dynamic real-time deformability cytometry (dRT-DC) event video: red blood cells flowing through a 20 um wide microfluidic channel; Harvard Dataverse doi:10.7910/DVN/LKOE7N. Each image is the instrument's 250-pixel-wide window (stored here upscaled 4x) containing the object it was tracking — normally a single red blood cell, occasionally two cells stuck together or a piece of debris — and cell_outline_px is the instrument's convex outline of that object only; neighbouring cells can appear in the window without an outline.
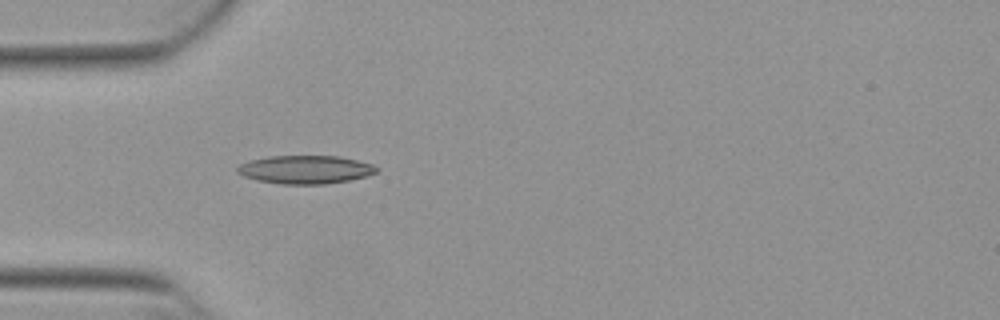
{"species": "Egyptian fruit bat (a non-hibernating species)", "species_latin": "Rousettus aegyptiacus", "temperature_condition": "warm", "stored_images_in_passage": 17, "camera_frame_rate_fps": 3000, "um_per_image_px": 0.085, "animal": {"sex": "female"}, "frame": {"image": 1, "passage_image": 1, "time_ms": 0.0, "image_size_px": [1000, 320], "cell_outline_px": [[380, 168], [376, 172], [368, 176], [348, 180], [324, 184], [280, 184], [256, 180], [244, 176], [236, 172], [236, 168], [240, 164], [252, 160], [268, 156], [340, 156], [372, 164]], "centroid_in_image_um": [25.96, 14.41], "position_along_channel_um": 59.0, "area_um2": 22.95}}
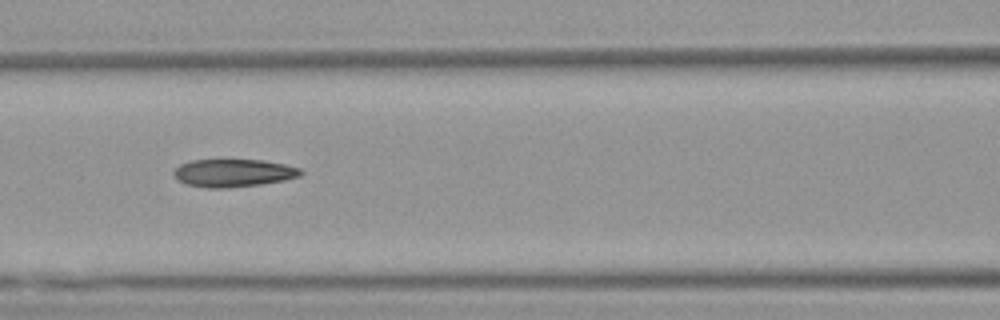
{"frame": {"image": 2, "passage_image": 8, "time_ms": 2.333, "image_size_px": [1000, 320], "cell_outline_px": [[304, 172], [300, 176], [284, 180], [260, 184], [228, 188], [208, 188], [188, 184], [180, 180], [172, 172], [180, 164], [192, 160], [264, 160], [284, 164], [300, 168]], "centroid_in_image_um": [19.87, 14.7], "position_along_channel_um": 146.7, "area_um2": 20.4}}
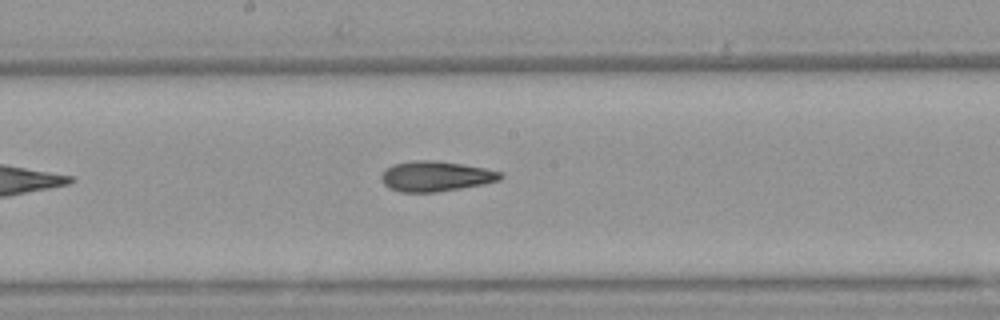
{"frame": {"image": 3, "passage_image": 13, "time_ms": 4.0, "image_size_px": [1000, 320], "cell_outline_px": [[504, 176], [500, 180], [484, 184], [436, 192], [400, 192], [388, 188], [380, 180], [380, 176], [384, 168], [392, 164], [412, 160], [436, 160], [464, 164], [504, 172]], "centroid_in_image_um": [37.01, 14.97], "position_along_channel_um": 211.2, "area_um2": 21.39}}